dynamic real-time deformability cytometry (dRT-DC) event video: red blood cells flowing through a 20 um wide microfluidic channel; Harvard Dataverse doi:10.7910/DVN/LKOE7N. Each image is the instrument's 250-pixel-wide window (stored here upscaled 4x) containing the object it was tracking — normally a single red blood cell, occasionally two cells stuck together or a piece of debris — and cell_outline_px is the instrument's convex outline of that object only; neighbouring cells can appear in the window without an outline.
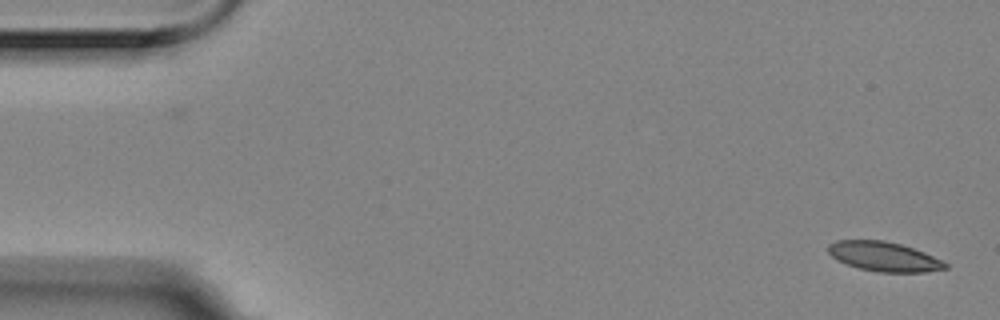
{"species": "Egyptian fruit bat (a non-hibernating species)", "species_latin": "Rousettus aegyptiacus", "temperature_condition": "room temperature", "stored_images_in_passage": 14, "camera_frame_rate_fps": 3000, "um_per_image_px": 0.085, "animal": {"sex": "female"}, "frame": {"image": 1, "passage_image": 1, "time_ms": 0.0, "image_size_px": [1000, 320], "cell_outline_px": [[948, 268], [924, 272], [880, 272], [860, 268], [848, 264], [832, 256], [828, 252], [828, 244], [836, 240], [884, 240], [900, 244], [924, 252], [948, 264]], "centroid_in_image_um": [75.13, 21.8], "position_along_channel_um": 9.9, "area_um2": 19.83}}
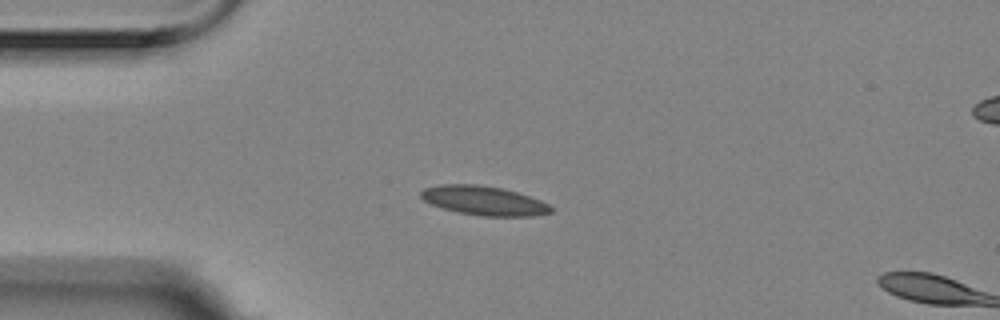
{"frame": {"image": 2, "passage_image": 13, "time_ms": 4.0, "image_size_px": [1000, 320], "cell_outline_px": [[552, 212], [536, 216], [480, 216], [460, 212], [444, 208], [432, 204], [424, 200], [420, 196], [420, 192], [424, 188], [440, 184], [476, 184], [500, 188], [516, 192], [540, 200], [548, 204], [552, 208]], "centroid_in_image_um": [41.13, 17.05], "position_along_channel_um": 43.9, "area_um2": 21.91}}